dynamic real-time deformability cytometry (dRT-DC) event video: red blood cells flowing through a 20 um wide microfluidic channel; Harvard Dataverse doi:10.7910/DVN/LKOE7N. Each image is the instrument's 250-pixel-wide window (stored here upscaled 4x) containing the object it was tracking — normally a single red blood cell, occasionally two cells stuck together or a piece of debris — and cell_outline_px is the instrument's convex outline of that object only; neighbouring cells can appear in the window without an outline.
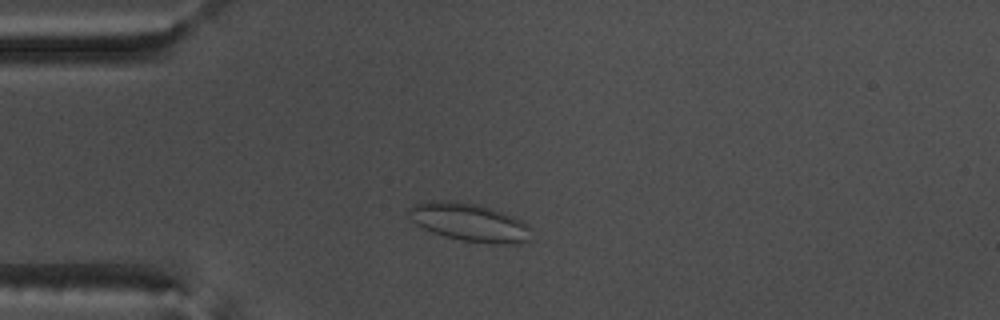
{"species": "common noctule bat (a hibernating species)", "species_latin": "Nyctalus noctula", "temperature_condition": "warm", "stored_images_in_passage": 43, "camera_frame_rate_fps": 3000, "um_per_image_px": 0.085, "animal": {"sex": "male", "body_mass_g": 17.5, "forearm_length_mm": 52.3}, "frame": {"image": 1, "passage_image": 2, "time_ms": 0.333, "image_size_px": [1000, 320], "cell_outline_px": [[532, 228], [528, 240], [520, 244], [488, 244], [460, 240], [444, 236], [432, 232], [416, 224], [412, 220], [408, 212], [408, 208], [412, 204], [432, 200], [448, 200], [476, 204], [512, 216], [528, 224]], "centroid_in_image_um": [39.89, 18.91], "position_along_channel_um": 45.1, "area_um2": 27.22}}
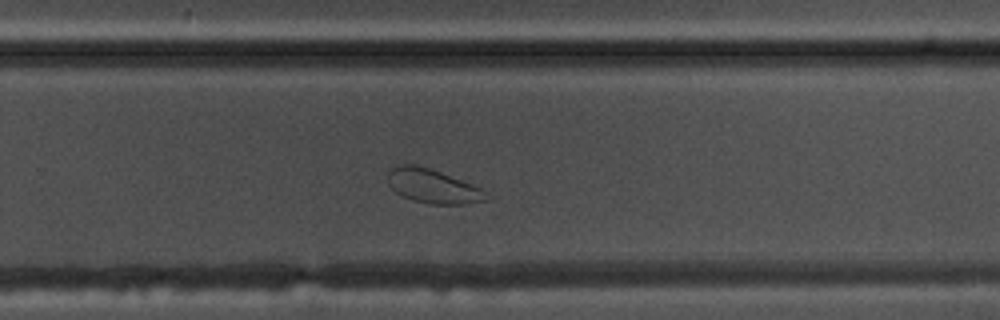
{"frame": {"image": 2, "passage_image": 24, "time_ms": 7.667, "image_size_px": [1000, 320], "cell_outline_px": [[492, 196], [488, 200], [468, 204], [428, 204], [412, 200], [396, 192], [388, 184], [388, 168], [400, 164], [416, 164], [440, 172], [472, 184], [480, 188]], "centroid_in_image_um": [36.8, 15.83], "position_along_channel_um": 293.0, "area_um2": 19.71}}
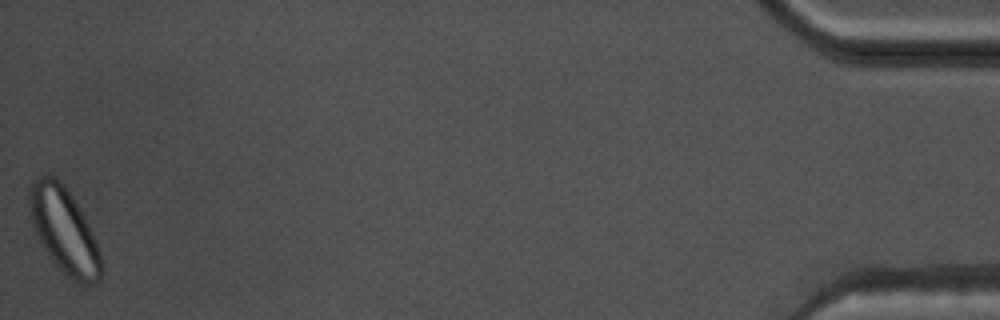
{"frame": {"image": 3, "passage_image": 43, "time_ms": 14.0, "image_size_px": [1000, 320], "cell_outline_px": [[104, 272], [100, 280], [96, 284], [84, 284], [72, 280], [52, 260], [44, 248], [36, 232], [32, 220], [28, 204], [28, 192], [32, 180], [48, 172], [68, 192], [84, 216], [100, 252]], "centroid_in_image_um": [5.46, 19.62], "position_along_channel_um": 429.7, "area_um2": 35.2}, "authors_computed_cell_mechanics": {"area_um2": 23.12, "velocity_mm_per_s": 3.6582, "shape_relaxation_time_tau1_ms": null, "shape_relaxation_time_tau2_ms": 1.4662, "deformation_change_tau1": null, "deformation_change_tau2": 0.05}}